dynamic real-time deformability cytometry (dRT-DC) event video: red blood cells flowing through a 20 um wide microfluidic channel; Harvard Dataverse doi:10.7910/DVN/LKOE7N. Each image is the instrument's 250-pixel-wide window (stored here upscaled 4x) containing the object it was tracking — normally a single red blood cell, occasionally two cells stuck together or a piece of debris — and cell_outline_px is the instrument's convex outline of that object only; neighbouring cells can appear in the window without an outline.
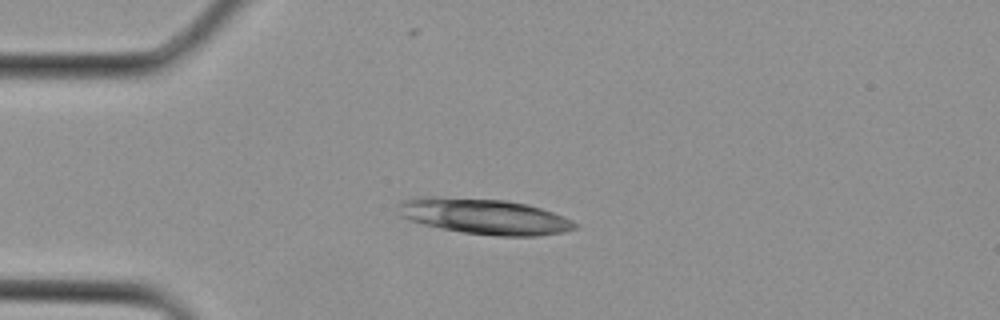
{"species": "Egyptian fruit bat (a non-hibernating species)", "species_latin": "Rousettus aegyptiacus", "temperature_condition": "cold", "stored_images_in_passage": 1, "camera_frame_rate_fps": 3000, "um_per_image_px": 0.085, "animal": {"sex": "female"}, "frame": {"image": 1, "passage_image": 1, "time_ms": 0.0, "image_size_px": [1000, 320], "cell_outline_px": [[576, 228], [564, 232], [536, 236], [496, 236], [460, 232], [440, 228], [408, 220], [400, 216], [396, 204], [400, 200], [416, 196], [436, 196], [508, 200], [528, 204], [552, 212], [572, 220], [576, 224]], "centroid_in_image_um": [41.08, 18.38], "position_along_channel_um": 43.9, "area_um2": 37.11}}